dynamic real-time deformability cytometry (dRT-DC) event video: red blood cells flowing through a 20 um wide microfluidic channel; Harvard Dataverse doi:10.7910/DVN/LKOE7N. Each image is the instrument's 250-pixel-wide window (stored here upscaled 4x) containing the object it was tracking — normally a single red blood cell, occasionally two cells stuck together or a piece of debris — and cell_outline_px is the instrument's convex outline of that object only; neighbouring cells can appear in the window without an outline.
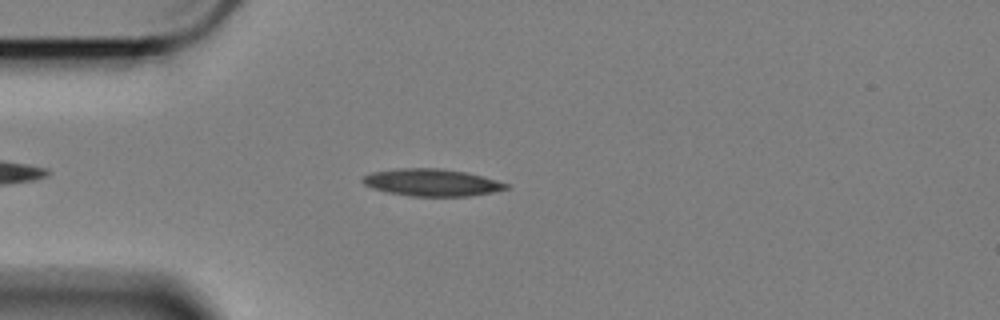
{"species": "Egyptian fruit bat (a non-hibernating species)", "species_latin": "Rousettus aegyptiacus", "temperature_condition": "cold", "stored_images_in_passage": 51, "camera_frame_rate_fps": 3000, "um_per_image_px": 0.085, "animal": {"sex": "female"}, "frame": {"image": 1, "passage_image": 8, "time_ms": 2.333, "image_size_px": [1000, 320], "cell_outline_px": [[508, 188], [492, 192], [468, 196], [412, 196], [388, 192], [364, 184], [360, 180], [364, 176], [372, 172], [400, 168], [440, 168], [464, 172], [496, 180], [508, 184]], "centroid_in_image_um": [36.69, 15.51], "position_along_channel_um": 48.3, "area_um2": 22.31}}
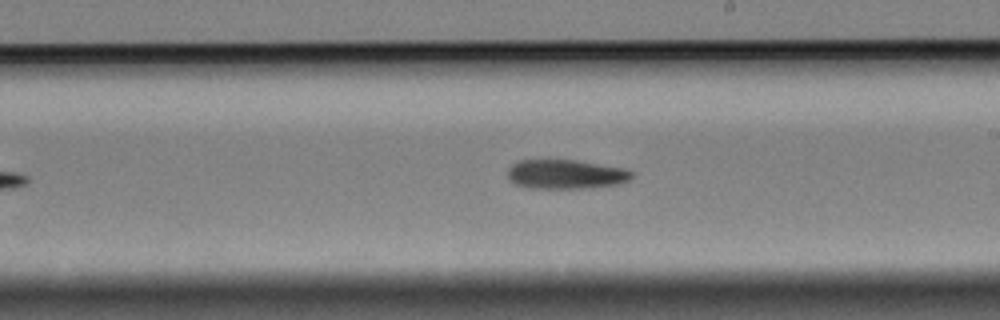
{"frame": {"image": 2, "passage_image": 26, "time_ms": 8.333, "image_size_px": [1000, 320], "cell_outline_px": [[632, 176], [628, 180], [616, 184], [592, 188], [532, 188], [516, 184], [508, 176], [508, 168], [512, 164], [520, 160], [576, 160], [624, 168], [632, 172]], "centroid_in_image_um": [48.09, 14.81], "position_along_channel_um": 240.9, "area_um2": 20.98}}
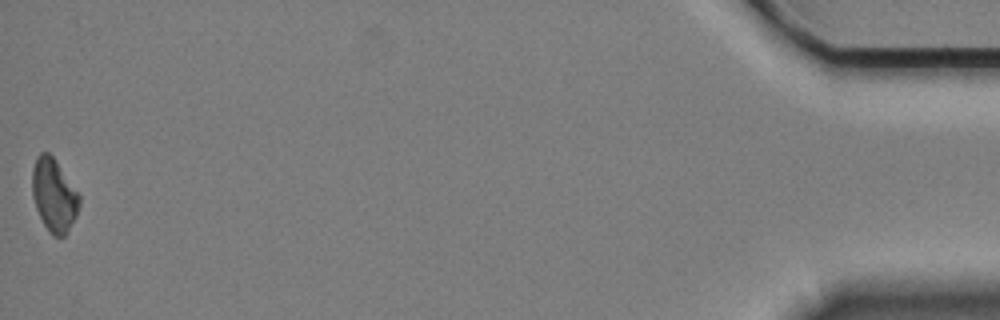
{"frame": {"image": 3, "passage_image": 51, "time_ms": 16.667, "image_size_px": [1000, 320], "cell_outline_px": [[80, 204], [76, 216], [64, 236], [52, 236], [48, 232], [36, 208], [32, 196], [32, 168], [36, 156], [40, 152], [48, 152], [52, 156], [80, 196]], "centroid_in_image_um": [4.56, 16.59], "position_along_channel_um": 430.6, "area_um2": 19.83}, "authors_computed_cell_mechanics": {"area_um2": 21.4438, "velocity_mm_per_s": 3.4026, "shape_relaxation_time_tau1_ms": 4.2375, "shape_relaxation_time_tau2_ms": null, "deformation_change_tau1": 0.1242, "deformation_change_tau2": null}}